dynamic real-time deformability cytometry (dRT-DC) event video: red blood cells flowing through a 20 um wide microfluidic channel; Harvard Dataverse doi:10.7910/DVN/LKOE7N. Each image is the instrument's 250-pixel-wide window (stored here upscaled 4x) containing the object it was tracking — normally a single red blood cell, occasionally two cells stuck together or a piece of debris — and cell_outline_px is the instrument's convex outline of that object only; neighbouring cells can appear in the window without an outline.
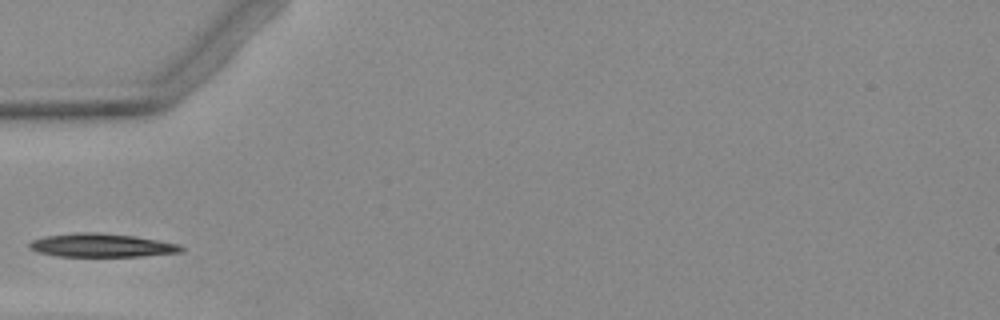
{"species": "Egyptian fruit bat (a non-hibernating species)", "species_latin": "Rousettus aegyptiacus", "temperature_condition": "warm", "stored_images_in_passage": 3, "camera_frame_rate_fps": 3000, "um_per_image_px": 0.085, "animal": {"sex": "female"}, "frame": {"image": 1, "passage_image": 2, "time_ms": 1.333, "image_size_px": [1000, 320], "cell_outline_px": [[184, 252], [144, 256], [56, 256], [40, 252], [28, 248], [28, 244], [32, 240], [44, 236], [80, 232], [96, 232], [136, 236], [180, 244], [184, 248]], "centroid_in_image_um": [8.67, 20.85], "position_along_channel_um": 76.3, "area_um2": 20.87}}
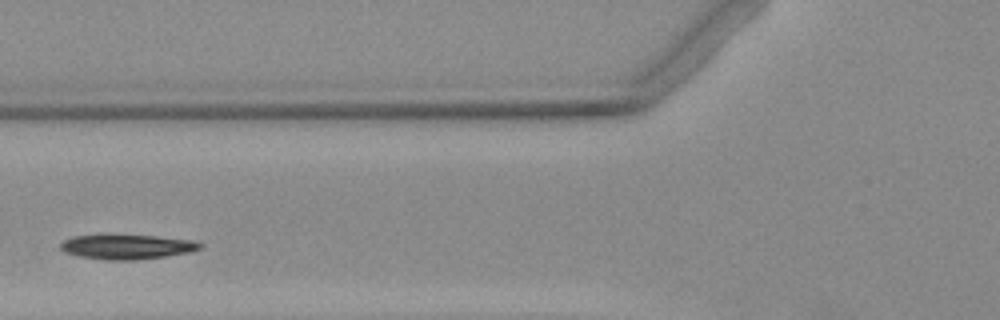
{"frame": {"image": 2, "passage_image": 3, "time_ms": 2.333, "image_size_px": [1000, 320], "cell_outline_px": [[204, 244], [200, 248], [188, 252], [164, 256], [136, 260], [104, 260], [80, 256], [64, 252], [60, 248], [60, 244], [64, 240], [72, 236], [104, 232], [156, 236], [192, 240]], "centroid_in_image_um": [10.7, 20.93], "position_along_channel_um": 115.1, "area_um2": 20.81}}